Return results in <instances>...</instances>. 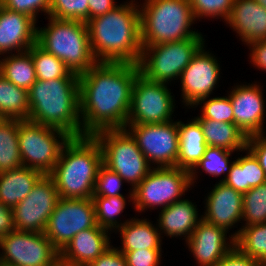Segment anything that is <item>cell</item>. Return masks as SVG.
I'll return each mask as SVG.
<instances>
[{
  "label": "cell",
  "mask_w": 266,
  "mask_h": 266,
  "mask_svg": "<svg viewBox=\"0 0 266 266\" xmlns=\"http://www.w3.org/2000/svg\"><path fill=\"white\" fill-rule=\"evenodd\" d=\"M120 252L124 254L128 266H158L161 262V250L137 249Z\"/></svg>",
  "instance_id": "cell-42"
},
{
  "label": "cell",
  "mask_w": 266,
  "mask_h": 266,
  "mask_svg": "<svg viewBox=\"0 0 266 266\" xmlns=\"http://www.w3.org/2000/svg\"><path fill=\"white\" fill-rule=\"evenodd\" d=\"M20 121L0 118V173L23 166L18 142Z\"/></svg>",
  "instance_id": "cell-31"
},
{
  "label": "cell",
  "mask_w": 266,
  "mask_h": 266,
  "mask_svg": "<svg viewBox=\"0 0 266 266\" xmlns=\"http://www.w3.org/2000/svg\"><path fill=\"white\" fill-rule=\"evenodd\" d=\"M195 119L200 123L208 146L220 147L232 152L246 150L248 137L236 124L203 119L200 116Z\"/></svg>",
  "instance_id": "cell-26"
},
{
  "label": "cell",
  "mask_w": 266,
  "mask_h": 266,
  "mask_svg": "<svg viewBox=\"0 0 266 266\" xmlns=\"http://www.w3.org/2000/svg\"><path fill=\"white\" fill-rule=\"evenodd\" d=\"M33 18L2 7L0 10V55L29 50L37 43V28ZM9 51V52H8Z\"/></svg>",
  "instance_id": "cell-19"
},
{
  "label": "cell",
  "mask_w": 266,
  "mask_h": 266,
  "mask_svg": "<svg viewBox=\"0 0 266 266\" xmlns=\"http://www.w3.org/2000/svg\"><path fill=\"white\" fill-rule=\"evenodd\" d=\"M70 138L62 130L21 120L18 126V142L22 165L49 175Z\"/></svg>",
  "instance_id": "cell-8"
},
{
  "label": "cell",
  "mask_w": 266,
  "mask_h": 266,
  "mask_svg": "<svg viewBox=\"0 0 266 266\" xmlns=\"http://www.w3.org/2000/svg\"><path fill=\"white\" fill-rule=\"evenodd\" d=\"M108 230L96 226L77 233L60 252V261L73 266H88L110 246Z\"/></svg>",
  "instance_id": "cell-21"
},
{
  "label": "cell",
  "mask_w": 266,
  "mask_h": 266,
  "mask_svg": "<svg viewBox=\"0 0 266 266\" xmlns=\"http://www.w3.org/2000/svg\"><path fill=\"white\" fill-rule=\"evenodd\" d=\"M251 48V61L258 69L266 71V40H257L248 44Z\"/></svg>",
  "instance_id": "cell-46"
},
{
  "label": "cell",
  "mask_w": 266,
  "mask_h": 266,
  "mask_svg": "<svg viewBox=\"0 0 266 266\" xmlns=\"http://www.w3.org/2000/svg\"><path fill=\"white\" fill-rule=\"evenodd\" d=\"M257 1L259 4H261L264 8H266V0H255Z\"/></svg>",
  "instance_id": "cell-49"
},
{
  "label": "cell",
  "mask_w": 266,
  "mask_h": 266,
  "mask_svg": "<svg viewBox=\"0 0 266 266\" xmlns=\"http://www.w3.org/2000/svg\"><path fill=\"white\" fill-rule=\"evenodd\" d=\"M88 266H128L124 254L110 246L102 255H99Z\"/></svg>",
  "instance_id": "cell-44"
},
{
  "label": "cell",
  "mask_w": 266,
  "mask_h": 266,
  "mask_svg": "<svg viewBox=\"0 0 266 266\" xmlns=\"http://www.w3.org/2000/svg\"><path fill=\"white\" fill-rule=\"evenodd\" d=\"M226 232L225 229L201 218L186 241L194 255L193 257L196 258L195 260L200 266H214L235 246L233 237H230V243H226Z\"/></svg>",
  "instance_id": "cell-18"
},
{
  "label": "cell",
  "mask_w": 266,
  "mask_h": 266,
  "mask_svg": "<svg viewBox=\"0 0 266 266\" xmlns=\"http://www.w3.org/2000/svg\"><path fill=\"white\" fill-rule=\"evenodd\" d=\"M126 2L86 22L93 57L98 63L138 65L142 55L140 5ZM138 6V7H137Z\"/></svg>",
  "instance_id": "cell-2"
},
{
  "label": "cell",
  "mask_w": 266,
  "mask_h": 266,
  "mask_svg": "<svg viewBox=\"0 0 266 266\" xmlns=\"http://www.w3.org/2000/svg\"><path fill=\"white\" fill-rule=\"evenodd\" d=\"M102 165V149L93 135L71 137L49 176L61 198L91 199Z\"/></svg>",
  "instance_id": "cell-4"
},
{
  "label": "cell",
  "mask_w": 266,
  "mask_h": 266,
  "mask_svg": "<svg viewBox=\"0 0 266 266\" xmlns=\"http://www.w3.org/2000/svg\"><path fill=\"white\" fill-rule=\"evenodd\" d=\"M1 8H2V0H0V10H1Z\"/></svg>",
  "instance_id": "cell-51"
},
{
  "label": "cell",
  "mask_w": 266,
  "mask_h": 266,
  "mask_svg": "<svg viewBox=\"0 0 266 266\" xmlns=\"http://www.w3.org/2000/svg\"><path fill=\"white\" fill-rule=\"evenodd\" d=\"M235 246L245 255L266 266V223L243 226L231 235Z\"/></svg>",
  "instance_id": "cell-32"
},
{
  "label": "cell",
  "mask_w": 266,
  "mask_h": 266,
  "mask_svg": "<svg viewBox=\"0 0 266 266\" xmlns=\"http://www.w3.org/2000/svg\"><path fill=\"white\" fill-rule=\"evenodd\" d=\"M0 74L19 88L29 91L37 80L30 51L18 52L17 55L11 53L1 59Z\"/></svg>",
  "instance_id": "cell-29"
},
{
  "label": "cell",
  "mask_w": 266,
  "mask_h": 266,
  "mask_svg": "<svg viewBox=\"0 0 266 266\" xmlns=\"http://www.w3.org/2000/svg\"><path fill=\"white\" fill-rule=\"evenodd\" d=\"M203 98L195 105L204 103L200 117L203 119H212L219 122L234 123L233 107L230 97H214L211 99ZM205 101V102H204Z\"/></svg>",
  "instance_id": "cell-38"
},
{
  "label": "cell",
  "mask_w": 266,
  "mask_h": 266,
  "mask_svg": "<svg viewBox=\"0 0 266 266\" xmlns=\"http://www.w3.org/2000/svg\"><path fill=\"white\" fill-rule=\"evenodd\" d=\"M196 19L223 17L226 21L231 13L234 0H188Z\"/></svg>",
  "instance_id": "cell-39"
},
{
  "label": "cell",
  "mask_w": 266,
  "mask_h": 266,
  "mask_svg": "<svg viewBox=\"0 0 266 266\" xmlns=\"http://www.w3.org/2000/svg\"><path fill=\"white\" fill-rule=\"evenodd\" d=\"M117 231L120 232L122 239V247L118 249L119 251L161 250L162 240L159 228L157 226L155 228L147 219L126 220Z\"/></svg>",
  "instance_id": "cell-27"
},
{
  "label": "cell",
  "mask_w": 266,
  "mask_h": 266,
  "mask_svg": "<svg viewBox=\"0 0 266 266\" xmlns=\"http://www.w3.org/2000/svg\"><path fill=\"white\" fill-rule=\"evenodd\" d=\"M242 219L245 226L266 223V183L243 193Z\"/></svg>",
  "instance_id": "cell-35"
},
{
  "label": "cell",
  "mask_w": 266,
  "mask_h": 266,
  "mask_svg": "<svg viewBox=\"0 0 266 266\" xmlns=\"http://www.w3.org/2000/svg\"><path fill=\"white\" fill-rule=\"evenodd\" d=\"M122 181L124 180L116 172H113L106 166L102 165L98 171L93 196H123L120 193L123 183Z\"/></svg>",
  "instance_id": "cell-40"
},
{
  "label": "cell",
  "mask_w": 266,
  "mask_h": 266,
  "mask_svg": "<svg viewBox=\"0 0 266 266\" xmlns=\"http://www.w3.org/2000/svg\"><path fill=\"white\" fill-rule=\"evenodd\" d=\"M245 44L266 40V8L255 0H234L226 20Z\"/></svg>",
  "instance_id": "cell-22"
},
{
  "label": "cell",
  "mask_w": 266,
  "mask_h": 266,
  "mask_svg": "<svg viewBox=\"0 0 266 266\" xmlns=\"http://www.w3.org/2000/svg\"><path fill=\"white\" fill-rule=\"evenodd\" d=\"M203 48L204 45L198 49L180 76L185 106L193 107L199 100L210 97L219 79L218 61Z\"/></svg>",
  "instance_id": "cell-16"
},
{
  "label": "cell",
  "mask_w": 266,
  "mask_h": 266,
  "mask_svg": "<svg viewBox=\"0 0 266 266\" xmlns=\"http://www.w3.org/2000/svg\"><path fill=\"white\" fill-rule=\"evenodd\" d=\"M125 129L132 135L149 163L157 164V168L176 167L179 156L178 121L127 124Z\"/></svg>",
  "instance_id": "cell-14"
},
{
  "label": "cell",
  "mask_w": 266,
  "mask_h": 266,
  "mask_svg": "<svg viewBox=\"0 0 266 266\" xmlns=\"http://www.w3.org/2000/svg\"><path fill=\"white\" fill-rule=\"evenodd\" d=\"M265 134L252 135L247 138V146L254 156L258 159L260 166L266 175V136Z\"/></svg>",
  "instance_id": "cell-45"
},
{
  "label": "cell",
  "mask_w": 266,
  "mask_h": 266,
  "mask_svg": "<svg viewBox=\"0 0 266 266\" xmlns=\"http://www.w3.org/2000/svg\"><path fill=\"white\" fill-rule=\"evenodd\" d=\"M28 120L82 136L79 78L36 80L28 91Z\"/></svg>",
  "instance_id": "cell-3"
},
{
  "label": "cell",
  "mask_w": 266,
  "mask_h": 266,
  "mask_svg": "<svg viewBox=\"0 0 266 266\" xmlns=\"http://www.w3.org/2000/svg\"><path fill=\"white\" fill-rule=\"evenodd\" d=\"M232 154V151L227 149H223L220 147H211L208 146L206 152L203 155V158L199 161V163L195 166V168L190 172V182L191 185L196 179L195 173L198 168H202L203 171L212 175L214 177H218L221 174L227 172L226 176L229 175L231 171L232 165L235 161L229 164V156Z\"/></svg>",
  "instance_id": "cell-36"
},
{
  "label": "cell",
  "mask_w": 266,
  "mask_h": 266,
  "mask_svg": "<svg viewBox=\"0 0 266 266\" xmlns=\"http://www.w3.org/2000/svg\"><path fill=\"white\" fill-rule=\"evenodd\" d=\"M97 226L94 202L91 199L61 198L50 215L45 235L61 252L80 231Z\"/></svg>",
  "instance_id": "cell-13"
},
{
  "label": "cell",
  "mask_w": 266,
  "mask_h": 266,
  "mask_svg": "<svg viewBox=\"0 0 266 266\" xmlns=\"http://www.w3.org/2000/svg\"><path fill=\"white\" fill-rule=\"evenodd\" d=\"M190 172L179 167H153L147 176L130 191L135 211L141 212L155 206L162 209L182 200L190 188ZM162 205V206H161Z\"/></svg>",
  "instance_id": "cell-10"
},
{
  "label": "cell",
  "mask_w": 266,
  "mask_h": 266,
  "mask_svg": "<svg viewBox=\"0 0 266 266\" xmlns=\"http://www.w3.org/2000/svg\"><path fill=\"white\" fill-rule=\"evenodd\" d=\"M99 142L103 165L130 183L132 189L147 176L153 166L137 146L132 135L125 129H106L93 135Z\"/></svg>",
  "instance_id": "cell-7"
},
{
  "label": "cell",
  "mask_w": 266,
  "mask_h": 266,
  "mask_svg": "<svg viewBox=\"0 0 266 266\" xmlns=\"http://www.w3.org/2000/svg\"><path fill=\"white\" fill-rule=\"evenodd\" d=\"M167 83L153 82L141 73L135 78L127 124L172 121L175 104Z\"/></svg>",
  "instance_id": "cell-12"
},
{
  "label": "cell",
  "mask_w": 266,
  "mask_h": 266,
  "mask_svg": "<svg viewBox=\"0 0 266 266\" xmlns=\"http://www.w3.org/2000/svg\"><path fill=\"white\" fill-rule=\"evenodd\" d=\"M214 266H261L259 262L248 255L243 254L234 246Z\"/></svg>",
  "instance_id": "cell-43"
},
{
  "label": "cell",
  "mask_w": 266,
  "mask_h": 266,
  "mask_svg": "<svg viewBox=\"0 0 266 266\" xmlns=\"http://www.w3.org/2000/svg\"><path fill=\"white\" fill-rule=\"evenodd\" d=\"M261 90L256 84L238 85L228 94L233 107L234 124L247 137L265 133V106Z\"/></svg>",
  "instance_id": "cell-17"
},
{
  "label": "cell",
  "mask_w": 266,
  "mask_h": 266,
  "mask_svg": "<svg viewBox=\"0 0 266 266\" xmlns=\"http://www.w3.org/2000/svg\"><path fill=\"white\" fill-rule=\"evenodd\" d=\"M43 174L35 169L20 168L0 173V202L13 209L26 198Z\"/></svg>",
  "instance_id": "cell-24"
},
{
  "label": "cell",
  "mask_w": 266,
  "mask_h": 266,
  "mask_svg": "<svg viewBox=\"0 0 266 266\" xmlns=\"http://www.w3.org/2000/svg\"><path fill=\"white\" fill-rule=\"evenodd\" d=\"M55 266H73V265L65 264V263L59 261Z\"/></svg>",
  "instance_id": "cell-50"
},
{
  "label": "cell",
  "mask_w": 266,
  "mask_h": 266,
  "mask_svg": "<svg viewBox=\"0 0 266 266\" xmlns=\"http://www.w3.org/2000/svg\"><path fill=\"white\" fill-rule=\"evenodd\" d=\"M2 7L28 15L36 21L39 11L46 12L49 17L50 0H2Z\"/></svg>",
  "instance_id": "cell-41"
},
{
  "label": "cell",
  "mask_w": 266,
  "mask_h": 266,
  "mask_svg": "<svg viewBox=\"0 0 266 266\" xmlns=\"http://www.w3.org/2000/svg\"><path fill=\"white\" fill-rule=\"evenodd\" d=\"M47 27L37 28V44L61 59L71 72L81 75L97 61L93 57L86 22L49 17Z\"/></svg>",
  "instance_id": "cell-6"
},
{
  "label": "cell",
  "mask_w": 266,
  "mask_h": 266,
  "mask_svg": "<svg viewBox=\"0 0 266 266\" xmlns=\"http://www.w3.org/2000/svg\"><path fill=\"white\" fill-rule=\"evenodd\" d=\"M203 37L143 46L138 63L140 73L153 82L167 83L180 78L198 49L204 45ZM176 78V79H175Z\"/></svg>",
  "instance_id": "cell-9"
},
{
  "label": "cell",
  "mask_w": 266,
  "mask_h": 266,
  "mask_svg": "<svg viewBox=\"0 0 266 266\" xmlns=\"http://www.w3.org/2000/svg\"><path fill=\"white\" fill-rule=\"evenodd\" d=\"M158 218L157 226L160 231H164V234L170 237L185 235L187 241L202 217L198 219L196 206L191 201L183 199L162 209Z\"/></svg>",
  "instance_id": "cell-23"
},
{
  "label": "cell",
  "mask_w": 266,
  "mask_h": 266,
  "mask_svg": "<svg viewBox=\"0 0 266 266\" xmlns=\"http://www.w3.org/2000/svg\"><path fill=\"white\" fill-rule=\"evenodd\" d=\"M28 90L19 88L0 74V118L28 120Z\"/></svg>",
  "instance_id": "cell-30"
},
{
  "label": "cell",
  "mask_w": 266,
  "mask_h": 266,
  "mask_svg": "<svg viewBox=\"0 0 266 266\" xmlns=\"http://www.w3.org/2000/svg\"><path fill=\"white\" fill-rule=\"evenodd\" d=\"M49 17L87 22L89 20L88 0H50Z\"/></svg>",
  "instance_id": "cell-37"
},
{
  "label": "cell",
  "mask_w": 266,
  "mask_h": 266,
  "mask_svg": "<svg viewBox=\"0 0 266 266\" xmlns=\"http://www.w3.org/2000/svg\"><path fill=\"white\" fill-rule=\"evenodd\" d=\"M97 225L106 230L119 229L124 223L117 222L116 217L121 215L126 206L124 196L102 197L93 196Z\"/></svg>",
  "instance_id": "cell-34"
},
{
  "label": "cell",
  "mask_w": 266,
  "mask_h": 266,
  "mask_svg": "<svg viewBox=\"0 0 266 266\" xmlns=\"http://www.w3.org/2000/svg\"><path fill=\"white\" fill-rule=\"evenodd\" d=\"M205 208L202 218L228 231L242 219L243 194L218 182L207 196Z\"/></svg>",
  "instance_id": "cell-20"
},
{
  "label": "cell",
  "mask_w": 266,
  "mask_h": 266,
  "mask_svg": "<svg viewBox=\"0 0 266 266\" xmlns=\"http://www.w3.org/2000/svg\"><path fill=\"white\" fill-rule=\"evenodd\" d=\"M88 5L89 20L104 15L118 6L114 0H88Z\"/></svg>",
  "instance_id": "cell-47"
},
{
  "label": "cell",
  "mask_w": 266,
  "mask_h": 266,
  "mask_svg": "<svg viewBox=\"0 0 266 266\" xmlns=\"http://www.w3.org/2000/svg\"><path fill=\"white\" fill-rule=\"evenodd\" d=\"M29 51L32 55L37 80L79 78V75L71 72L61 59L46 52L37 43H35Z\"/></svg>",
  "instance_id": "cell-33"
},
{
  "label": "cell",
  "mask_w": 266,
  "mask_h": 266,
  "mask_svg": "<svg viewBox=\"0 0 266 266\" xmlns=\"http://www.w3.org/2000/svg\"><path fill=\"white\" fill-rule=\"evenodd\" d=\"M59 199L53 179L49 175H43L26 198L12 209L16 230L45 232Z\"/></svg>",
  "instance_id": "cell-15"
},
{
  "label": "cell",
  "mask_w": 266,
  "mask_h": 266,
  "mask_svg": "<svg viewBox=\"0 0 266 266\" xmlns=\"http://www.w3.org/2000/svg\"><path fill=\"white\" fill-rule=\"evenodd\" d=\"M145 1L139 8L142 47L202 37L190 29L196 19L188 0Z\"/></svg>",
  "instance_id": "cell-5"
},
{
  "label": "cell",
  "mask_w": 266,
  "mask_h": 266,
  "mask_svg": "<svg viewBox=\"0 0 266 266\" xmlns=\"http://www.w3.org/2000/svg\"><path fill=\"white\" fill-rule=\"evenodd\" d=\"M16 230L12 209L0 202V239Z\"/></svg>",
  "instance_id": "cell-48"
},
{
  "label": "cell",
  "mask_w": 266,
  "mask_h": 266,
  "mask_svg": "<svg viewBox=\"0 0 266 266\" xmlns=\"http://www.w3.org/2000/svg\"><path fill=\"white\" fill-rule=\"evenodd\" d=\"M139 73L136 64L97 62L79 75L82 136L125 128Z\"/></svg>",
  "instance_id": "cell-1"
},
{
  "label": "cell",
  "mask_w": 266,
  "mask_h": 266,
  "mask_svg": "<svg viewBox=\"0 0 266 266\" xmlns=\"http://www.w3.org/2000/svg\"><path fill=\"white\" fill-rule=\"evenodd\" d=\"M179 156L176 167L191 172L208 147L200 123L195 119L184 124L178 121Z\"/></svg>",
  "instance_id": "cell-25"
},
{
  "label": "cell",
  "mask_w": 266,
  "mask_h": 266,
  "mask_svg": "<svg viewBox=\"0 0 266 266\" xmlns=\"http://www.w3.org/2000/svg\"><path fill=\"white\" fill-rule=\"evenodd\" d=\"M4 266H55L60 252L44 232L14 230L0 239Z\"/></svg>",
  "instance_id": "cell-11"
},
{
  "label": "cell",
  "mask_w": 266,
  "mask_h": 266,
  "mask_svg": "<svg viewBox=\"0 0 266 266\" xmlns=\"http://www.w3.org/2000/svg\"><path fill=\"white\" fill-rule=\"evenodd\" d=\"M247 154L238 157L232 165L228 176L220 180L242 194L251 188L266 183V175L258 159L246 148Z\"/></svg>",
  "instance_id": "cell-28"
}]
</instances>
